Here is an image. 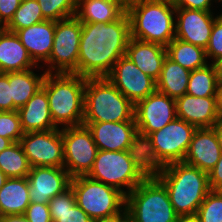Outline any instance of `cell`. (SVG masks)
I'll use <instances>...</instances> for the list:
<instances>
[{"label": "cell", "instance_id": "1", "mask_svg": "<svg viewBox=\"0 0 222 222\" xmlns=\"http://www.w3.org/2000/svg\"><path fill=\"white\" fill-rule=\"evenodd\" d=\"M130 39V21L126 11L109 23H82L77 75L106 77L115 62L125 56Z\"/></svg>", "mask_w": 222, "mask_h": 222}, {"label": "cell", "instance_id": "2", "mask_svg": "<svg viewBox=\"0 0 222 222\" xmlns=\"http://www.w3.org/2000/svg\"><path fill=\"white\" fill-rule=\"evenodd\" d=\"M152 174L166 187L179 217L196 215L211 191L208 173L184 161L167 164Z\"/></svg>", "mask_w": 222, "mask_h": 222}, {"label": "cell", "instance_id": "3", "mask_svg": "<svg viewBox=\"0 0 222 222\" xmlns=\"http://www.w3.org/2000/svg\"><path fill=\"white\" fill-rule=\"evenodd\" d=\"M175 11L169 1L128 0L130 37L166 47L175 38Z\"/></svg>", "mask_w": 222, "mask_h": 222}, {"label": "cell", "instance_id": "4", "mask_svg": "<svg viewBox=\"0 0 222 222\" xmlns=\"http://www.w3.org/2000/svg\"><path fill=\"white\" fill-rule=\"evenodd\" d=\"M86 77L73 73H47L46 90L54 125L59 128L83 125Z\"/></svg>", "mask_w": 222, "mask_h": 222}, {"label": "cell", "instance_id": "5", "mask_svg": "<svg viewBox=\"0 0 222 222\" xmlns=\"http://www.w3.org/2000/svg\"><path fill=\"white\" fill-rule=\"evenodd\" d=\"M150 173L145 166L142 150H99L87 176L128 195Z\"/></svg>", "mask_w": 222, "mask_h": 222}, {"label": "cell", "instance_id": "6", "mask_svg": "<svg viewBox=\"0 0 222 222\" xmlns=\"http://www.w3.org/2000/svg\"><path fill=\"white\" fill-rule=\"evenodd\" d=\"M196 129L176 117L162 129L152 132L141 143L146 168L152 173L167 164L183 161Z\"/></svg>", "mask_w": 222, "mask_h": 222}, {"label": "cell", "instance_id": "7", "mask_svg": "<svg viewBox=\"0 0 222 222\" xmlns=\"http://www.w3.org/2000/svg\"><path fill=\"white\" fill-rule=\"evenodd\" d=\"M134 108L106 77L86 78L83 122L135 121Z\"/></svg>", "mask_w": 222, "mask_h": 222}, {"label": "cell", "instance_id": "8", "mask_svg": "<svg viewBox=\"0 0 222 222\" xmlns=\"http://www.w3.org/2000/svg\"><path fill=\"white\" fill-rule=\"evenodd\" d=\"M126 209L131 222L179 221L166 187L152 173L126 195Z\"/></svg>", "mask_w": 222, "mask_h": 222}, {"label": "cell", "instance_id": "9", "mask_svg": "<svg viewBox=\"0 0 222 222\" xmlns=\"http://www.w3.org/2000/svg\"><path fill=\"white\" fill-rule=\"evenodd\" d=\"M76 204L93 220L113 217L126 209V195L88 176L71 178Z\"/></svg>", "mask_w": 222, "mask_h": 222}, {"label": "cell", "instance_id": "10", "mask_svg": "<svg viewBox=\"0 0 222 222\" xmlns=\"http://www.w3.org/2000/svg\"><path fill=\"white\" fill-rule=\"evenodd\" d=\"M81 33L82 22L75 16L55 21L53 48L45 63L50 65L47 73L77 74Z\"/></svg>", "mask_w": 222, "mask_h": 222}, {"label": "cell", "instance_id": "11", "mask_svg": "<svg viewBox=\"0 0 222 222\" xmlns=\"http://www.w3.org/2000/svg\"><path fill=\"white\" fill-rule=\"evenodd\" d=\"M64 168L71 178L87 176L92 170L99 149L85 125L63 127Z\"/></svg>", "mask_w": 222, "mask_h": 222}, {"label": "cell", "instance_id": "12", "mask_svg": "<svg viewBox=\"0 0 222 222\" xmlns=\"http://www.w3.org/2000/svg\"><path fill=\"white\" fill-rule=\"evenodd\" d=\"M20 144L31 167L64 168L62 129L24 133Z\"/></svg>", "mask_w": 222, "mask_h": 222}, {"label": "cell", "instance_id": "13", "mask_svg": "<svg viewBox=\"0 0 222 222\" xmlns=\"http://www.w3.org/2000/svg\"><path fill=\"white\" fill-rule=\"evenodd\" d=\"M134 117L141 143L176 118V101L155 90L135 104Z\"/></svg>", "mask_w": 222, "mask_h": 222}, {"label": "cell", "instance_id": "14", "mask_svg": "<svg viewBox=\"0 0 222 222\" xmlns=\"http://www.w3.org/2000/svg\"><path fill=\"white\" fill-rule=\"evenodd\" d=\"M99 150H142L136 121L83 122Z\"/></svg>", "mask_w": 222, "mask_h": 222}, {"label": "cell", "instance_id": "15", "mask_svg": "<svg viewBox=\"0 0 222 222\" xmlns=\"http://www.w3.org/2000/svg\"><path fill=\"white\" fill-rule=\"evenodd\" d=\"M106 78L134 105L156 90V81L126 56L115 62Z\"/></svg>", "mask_w": 222, "mask_h": 222}, {"label": "cell", "instance_id": "16", "mask_svg": "<svg viewBox=\"0 0 222 222\" xmlns=\"http://www.w3.org/2000/svg\"><path fill=\"white\" fill-rule=\"evenodd\" d=\"M30 203L48 204L70 187L71 177L65 168L31 167L27 175Z\"/></svg>", "mask_w": 222, "mask_h": 222}, {"label": "cell", "instance_id": "17", "mask_svg": "<svg viewBox=\"0 0 222 222\" xmlns=\"http://www.w3.org/2000/svg\"><path fill=\"white\" fill-rule=\"evenodd\" d=\"M211 11L176 8L175 38L206 49L216 18Z\"/></svg>", "mask_w": 222, "mask_h": 222}, {"label": "cell", "instance_id": "18", "mask_svg": "<svg viewBox=\"0 0 222 222\" xmlns=\"http://www.w3.org/2000/svg\"><path fill=\"white\" fill-rule=\"evenodd\" d=\"M221 154L215 129L197 128L183 161L209 173L219 161Z\"/></svg>", "mask_w": 222, "mask_h": 222}, {"label": "cell", "instance_id": "19", "mask_svg": "<svg viewBox=\"0 0 222 222\" xmlns=\"http://www.w3.org/2000/svg\"><path fill=\"white\" fill-rule=\"evenodd\" d=\"M175 101L176 117L196 128H212L220 120L217 97H196L186 93Z\"/></svg>", "mask_w": 222, "mask_h": 222}, {"label": "cell", "instance_id": "20", "mask_svg": "<svg viewBox=\"0 0 222 222\" xmlns=\"http://www.w3.org/2000/svg\"><path fill=\"white\" fill-rule=\"evenodd\" d=\"M55 32V21L44 20L32 26L17 30L21 44L26 48L32 60L38 65L49 60Z\"/></svg>", "mask_w": 222, "mask_h": 222}, {"label": "cell", "instance_id": "21", "mask_svg": "<svg viewBox=\"0 0 222 222\" xmlns=\"http://www.w3.org/2000/svg\"><path fill=\"white\" fill-rule=\"evenodd\" d=\"M125 56L143 73L157 81L161 75L163 61L167 57V50L163 45L130 37Z\"/></svg>", "mask_w": 222, "mask_h": 222}, {"label": "cell", "instance_id": "22", "mask_svg": "<svg viewBox=\"0 0 222 222\" xmlns=\"http://www.w3.org/2000/svg\"><path fill=\"white\" fill-rule=\"evenodd\" d=\"M15 32L0 31V73L22 72L38 68Z\"/></svg>", "mask_w": 222, "mask_h": 222}, {"label": "cell", "instance_id": "23", "mask_svg": "<svg viewBox=\"0 0 222 222\" xmlns=\"http://www.w3.org/2000/svg\"><path fill=\"white\" fill-rule=\"evenodd\" d=\"M18 113L24 133L57 128L52 120L48 97L43 87L18 109Z\"/></svg>", "mask_w": 222, "mask_h": 222}, {"label": "cell", "instance_id": "24", "mask_svg": "<svg viewBox=\"0 0 222 222\" xmlns=\"http://www.w3.org/2000/svg\"><path fill=\"white\" fill-rule=\"evenodd\" d=\"M128 0H77L75 17L82 23H109L125 11Z\"/></svg>", "mask_w": 222, "mask_h": 222}, {"label": "cell", "instance_id": "25", "mask_svg": "<svg viewBox=\"0 0 222 222\" xmlns=\"http://www.w3.org/2000/svg\"><path fill=\"white\" fill-rule=\"evenodd\" d=\"M29 204L27 177L8 178L0 189V216L23 215Z\"/></svg>", "mask_w": 222, "mask_h": 222}, {"label": "cell", "instance_id": "26", "mask_svg": "<svg viewBox=\"0 0 222 222\" xmlns=\"http://www.w3.org/2000/svg\"><path fill=\"white\" fill-rule=\"evenodd\" d=\"M190 72L166 57L163 61L161 75L156 81V90L175 100L182 97L187 92Z\"/></svg>", "mask_w": 222, "mask_h": 222}, {"label": "cell", "instance_id": "27", "mask_svg": "<svg viewBox=\"0 0 222 222\" xmlns=\"http://www.w3.org/2000/svg\"><path fill=\"white\" fill-rule=\"evenodd\" d=\"M46 74V71L41 75L35 74L32 69L22 72H8L13 111L24 106L28 100L42 88Z\"/></svg>", "mask_w": 222, "mask_h": 222}, {"label": "cell", "instance_id": "28", "mask_svg": "<svg viewBox=\"0 0 222 222\" xmlns=\"http://www.w3.org/2000/svg\"><path fill=\"white\" fill-rule=\"evenodd\" d=\"M52 222H94L77 204L71 187L49 203Z\"/></svg>", "mask_w": 222, "mask_h": 222}, {"label": "cell", "instance_id": "29", "mask_svg": "<svg viewBox=\"0 0 222 222\" xmlns=\"http://www.w3.org/2000/svg\"><path fill=\"white\" fill-rule=\"evenodd\" d=\"M167 57L189 71L206 66V50L174 38L167 46Z\"/></svg>", "mask_w": 222, "mask_h": 222}, {"label": "cell", "instance_id": "30", "mask_svg": "<svg viewBox=\"0 0 222 222\" xmlns=\"http://www.w3.org/2000/svg\"><path fill=\"white\" fill-rule=\"evenodd\" d=\"M218 79L213 63L190 72L187 94L196 97H217Z\"/></svg>", "mask_w": 222, "mask_h": 222}, {"label": "cell", "instance_id": "31", "mask_svg": "<svg viewBox=\"0 0 222 222\" xmlns=\"http://www.w3.org/2000/svg\"><path fill=\"white\" fill-rule=\"evenodd\" d=\"M0 170L8 178L27 177L31 165L20 142H14L0 152Z\"/></svg>", "mask_w": 222, "mask_h": 222}, {"label": "cell", "instance_id": "32", "mask_svg": "<svg viewBox=\"0 0 222 222\" xmlns=\"http://www.w3.org/2000/svg\"><path fill=\"white\" fill-rule=\"evenodd\" d=\"M46 20L37 0H22L10 22L4 27L6 30H17L32 26Z\"/></svg>", "mask_w": 222, "mask_h": 222}, {"label": "cell", "instance_id": "33", "mask_svg": "<svg viewBox=\"0 0 222 222\" xmlns=\"http://www.w3.org/2000/svg\"><path fill=\"white\" fill-rule=\"evenodd\" d=\"M46 20L59 21L75 16L77 0H37Z\"/></svg>", "mask_w": 222, "mask_h": 222}, {"label": "cell", "instance_id": "34", "mask_svg": "<svg viewBox=\"0 0 222 222\" xmlns=\"http://www.w3.org/2000/svg\"><path fill=\"white\" fill-rule=\"evenodd\" d=\"M201 222H222V191L211 190L197 210Z\"/></svg>", "mask_w": 222, "mask_h": 222}, {"label": "cell", "instance_id": "35", "mask_svg": "<svg viewBox=\"0 0 222 222\" xmlns=\"http://www.w3.org/2000/svg\"><path fill=\"white\" fill-rule=\"evenodd\" d=\"M23 135L18 110L0 111V136L14 143L20 142Z\"/></svg>", "mask_w": 222, "mask_h": 222}, {"label": "cell", "instance_id": "36", "mask_svg": "<svg viewBox=\"0 0 222 222\" xmlns=\"http://www.w3.org/2000/svg\"><path fill=\"white\" fill-rule=\"evenodd\" d=\"M206 56L213 59L212 62L222 56V13L216 16L207 46Z\"/></svg>", "mask_w": 222, "mask_h": 222}, {"label": "cell", "instance_id": "37", "mask_svg": "<svg viewBox=\"0 0 222 222\" xmlns=\"http://www.w3.org/2000/svg\"><path fill=\"white\" fill-rule=\"evenodd\" d=\"M23 215L30 222H52L48 204L30 203Z\"/></svg>", "mask_w": 222, "mask_h": 222}, {"label": "cell", "instance_id": "38", "mask_svg": "<svg viewBox=\"0 0 222 222\" xmlns=\"http://www.w3.org/2000/svg\"><path fill=\"white\" fill-rule=\"evenodd\" d=\"M0 111H13L8 73H0Z\"/></svg>", "mask_w": 222, "mask_h": 222}, {"label": "cell", "instance_id": "39", "mask_svg": "<svg viewBox=\"0 0 222 222\" xmlns=\"http://www.w3.org/2000/svg\"><path fill=\"white\" fill-rule=\"evenodd\" d=\"M22 0H0V24L5 27L19 8Z\"/></svg>", "mask_w": 222, "mask_h": 222}, {"label": "cell", "instance_id": "40", "mask_svg": "<svg viewBox=\"0 0 222 222\" xmlns=\"http://www.w3.org/2000/svg\"><path fill=\"white\" fill-rule=\"evenodd\" d=\"M212 0H173L176 8H188L202 11H211Z\"/></svg>", "mask_w": 222, "mask_h": 222}, {"label": "cell", "instance_id": "41", "mask_svg": "<svg viewBox=\"0 0 222 222\" xmlns=\"http://www.w3.org/2000/svg\"><path fill=\"white\" fill-rule=\"evenodd\" d=\"M211 190L222 191V154L215 167L208 173Z\"/></svg>", "mask_w": 222, "mask_h": 222}, {"label": "cell", "instance_id": "42", "mask_svg": "<svg viewBox=\"0 0 222 222\" xmlns=\"http://www.w3.org/2000/svg\"><path fill=\"white\" fill-rule=\"evenodd\" d=\"M94 222H131L127 209L113 217L99 219Z\"/></svg>", "mask_w": 222, "mask_h": 222}, {"label": "cell", "instance_id": "43", "mask_svg": "<svg viewBox=\"0 0 222 222\" xmlns=\"http://www.w3.org/2000/svg\"><path fill=\"white\" fill-rule=\"evenodd\" d=\"M0 222H30L24 215L0 216Z\"/></svg>", "mask_w": 222, "mask_h": 222}, {"label": "cell", "instance_id": "44", "mask_svg": "<svg viewBox=\"0 0 222 222\" xmlns=\"http://www.w3.org/2000/svg\"><path fill=\"white\" fill-rule=\"evenodd\" d=\"M216 70L217 79L219 83H222V56L213 62Z\"/></svg>", "mask_w": 222, "mask_h": 222}, {"label": "cell", "instance_id": "45", "mask_svg": "<svg viewBox=\"0 0 222 222\" xmlns=\"http://www.w3.org/2000/svg\"><path fill=\"white\" fill-rule=\"evenodd\" d=\"M217 108H218L219 118L222 119V83H219V84H218V91H217Z\"/></svg>", "mask_w": 222, "mask_h": 222}, {"label": "cell", "instance_id": "46", "mask_svg": "<svg viewBox=\"0 0 222 222\" xmlns=\"http://www.w3.org/2000/svg\"><path fill=\"white\" fill-rule=\"evenodd\" d=\"M215 129L216 132V136L219 142V145L221 147L222 150V119H220L213 127Z\"/></svg>", "mask_w": 222, "mask_h": 222}, {"label": "cell", "instance_id": "47", "mask_svg": "<svg viewBox=\"0 0 222 222\" xmlns=\"http://www.w3.org/2000/svg\"><path fill=\"white\" fill-rule=\"evenodd\" d=\"M178 222H201L196 215L180 216Z\"/></svg>", "mask_w": 222, "mask_h": 222}, {"label": "cell", "instance_id": "48", "mask_svg": "<svg viewBox=\"0 0 222 222\" xmlns=\"http://www.w3.org/2000/svg\"><path fill=\"white\" fill-rule=\"evenodd\" d=\"M13 142L8 138H3L0 136V152L8 148Z\"/></svg>", "mask_w": 222, "mask_h": 222}, {"label": "cell", "instance_id": "49", "mask_svg": "<svg viewBox=\"0 0 222 222\" xmlns=\"http://www.w3.org/2000/svg\"><path fill=\"white\" fill-rule=\"evenodd\" d=\"M8 177L0 170V189L4 186Z\"/></svg>", "mask_w": 222, "mask_h": 222}, {"label": "cell", "instance_id": "50", "mask_svg": "<svg viewBox=\"0 0 222 222\" xmlns=\"http://www.w3.org/2000/svg\"><path fill=\"white\" fill-rule=\"evenodd\" d=\"M159 1H169V2H173V0H159Z\"/></svg>", "mask_w": 222, "mask_h": 222}, {"label": "cell", "instance_id": "51", "mask_svg": "<svg viewBox=\"0 0 222 222\" xmlns=\"http://www.w3.org/2000/svg\"><path fill=\"white\" fill-rule=\"evenodd\" d=\"M4 27L0 24V31L3 29Z\"/></svg>", "mask_w": 222, "mask_h": 222}]
</instances>
